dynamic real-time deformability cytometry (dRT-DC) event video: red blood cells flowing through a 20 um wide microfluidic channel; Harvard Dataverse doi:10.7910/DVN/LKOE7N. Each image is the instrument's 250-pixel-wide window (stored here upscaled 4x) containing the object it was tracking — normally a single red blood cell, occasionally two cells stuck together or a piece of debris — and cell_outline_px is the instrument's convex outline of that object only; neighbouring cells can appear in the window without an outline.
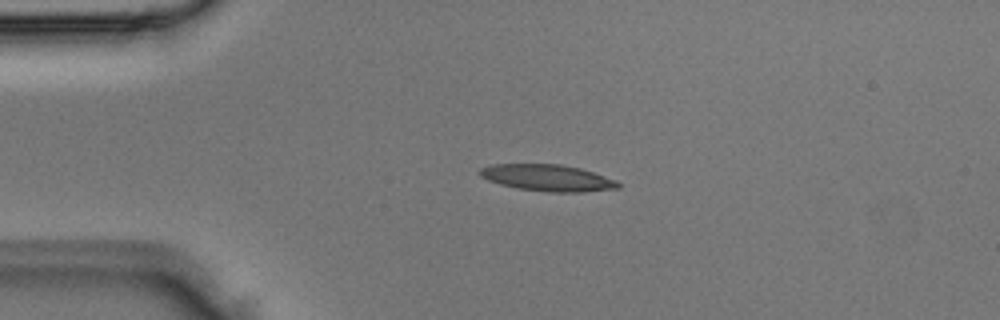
{"species": "Egyptian fruit bat (a non-hibernating species)", "species_latin": "Rousettus aegyptiacus", "temperature_condition": "room temperature", "stored_images_in_passage": 2, "camera_frame_rate_fps": 3000, "um_per_image_px": 0.085, "animal": {"sex": "male"}, "frame": {"image": 1, "passage_image": 1, "time_ms": 0.0, "image_size_px": [1000, 320], "cell_outline_px": [[620, 188], [584, 192], [548, 192], [516, 188], [500, 184], [488, 180], [480, 176], [480, 168], [492, 164], [560, 164], [580, 168], [616, 180], [620, 184]], "centroid_in_image_um": [46.54, 15.12], "position_along_channel_um": 38.5, "area_um2": 21.39}}